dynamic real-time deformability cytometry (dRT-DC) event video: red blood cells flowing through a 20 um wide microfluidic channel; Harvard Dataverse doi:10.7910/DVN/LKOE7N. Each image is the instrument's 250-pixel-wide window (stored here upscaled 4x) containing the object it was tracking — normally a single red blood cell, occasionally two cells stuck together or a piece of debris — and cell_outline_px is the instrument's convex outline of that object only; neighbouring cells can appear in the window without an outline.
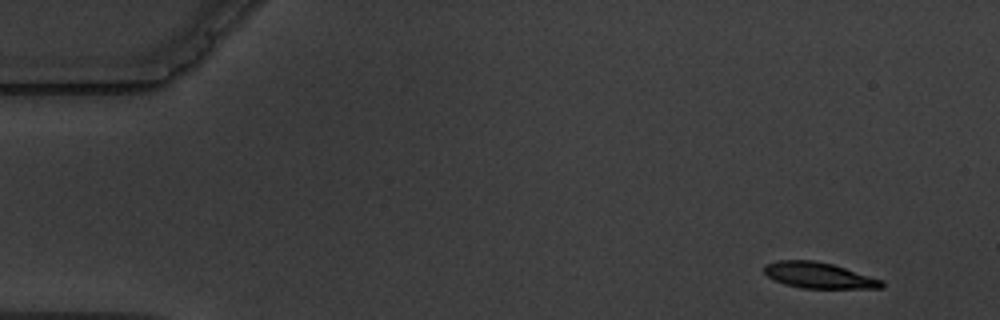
{"species": "common noctule bat (a hibernating species)", "species_latin": "Nyctalus noctula", "temperature_condition": "warm", "stored_images_in_passage": 7, "camera_frame_rate_fps": 3000, "um_per_image_px": 0.085, "animal": {"sex": "male", "body_mass_g": 19.5, "forearm_length_mm": 54.6}, "frame": {"image": 1, "passage_image": 1, "time_ms": 0.0, "image_size_px": [1000, 320], "cell_outline_px": [[884, 284], [880, 288], [804, 288], [784, 284], [768, 276], [764, 272], [764, 264], [780, 260], [812, 260], [832, 264], [884, 280]], "centroid_in_image_um": [69.6, 23.4], "position_along_channel_um": 15.4, "area_um2": 17.57}}
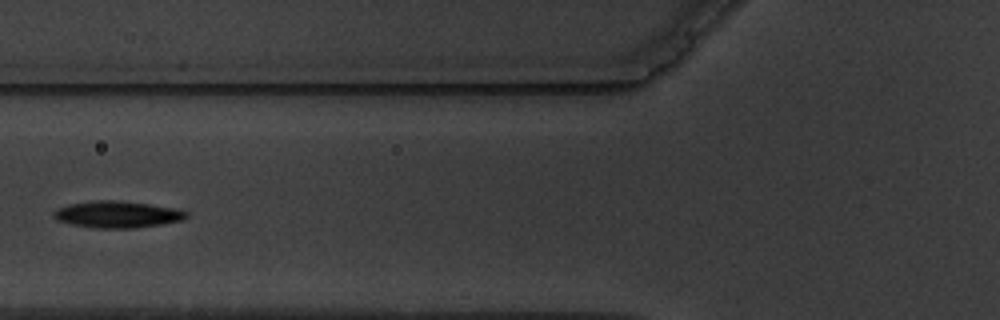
{"frame": {"image": 2, "passage_image": 6, "time_ms": 6.0, "image_size_px": [1000, 320], "cell_outline_px": [[188, 216], [180, 220], [160, 224], [136, 228], [92, 228], [72, 224], [56, 220], [52, 216], [52, 212], [56, 208], [72, 204], [92, 200], [116, 200], [148, 204], [176, 208], [188, 212]], "centroid_in_image_um": [9.93, 18.22], "position_along_channel_um": 115.9, "area_um2": 20.63}}
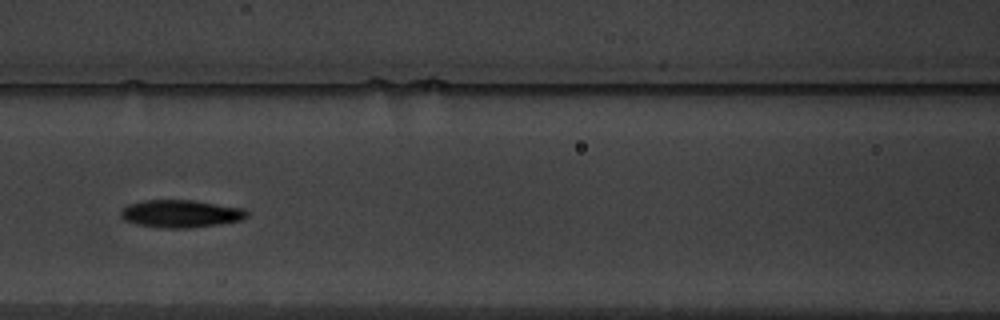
{"frame": {"image": 3, "passage_image": 7, "time_ms": 7.0, "image_size_px": [1000, 320], "cell_outline_px": [[248, 216], [244, 220], [220, 224], [188, 228], [160, 228], [136, 224], [124, 220], [120, 216], [120, 212], [128, 204], [144, 200], [192, 200], [244, 208], [248, 212]], "centroid_in_image_um": [15.38, 18.17], "position_along_channel_um": 151.2, "area_um2": 20.46}}